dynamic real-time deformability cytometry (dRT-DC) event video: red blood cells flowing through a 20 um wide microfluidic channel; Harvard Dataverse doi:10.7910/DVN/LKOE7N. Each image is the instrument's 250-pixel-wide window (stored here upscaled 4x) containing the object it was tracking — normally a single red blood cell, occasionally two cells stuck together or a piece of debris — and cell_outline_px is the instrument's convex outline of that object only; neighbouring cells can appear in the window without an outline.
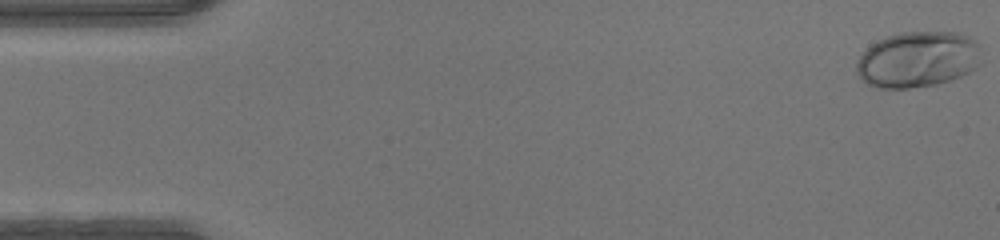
{"species": "human", "species_latin": "Homo sapiens", "temperature_condition": "warm", "stored_images_in_passage": 10, "camera_frame_rate_fps": 3000, "um_per_image_px": 0.085, "donor": {"sex": "male"}, "frame": {"image": 1, "passage_image": 1, "time_ms": 0.0, "image_size_px": [1000, 240], "cell_outline_px": [[980, 64], [976, 68], [960, 76], [936, 84], [908, 88], [876, 88], [864, 84], [860, 80], [856, 72], [856, 64], [860, 56], [876, 40], [900, 32], [956, 32], [968, 36], [976, 40], [980, 44]], "centroid_in_image_um": [77.99, 5.05], "position_along_channel_um": 7.0, "area_um2": 41.04}}